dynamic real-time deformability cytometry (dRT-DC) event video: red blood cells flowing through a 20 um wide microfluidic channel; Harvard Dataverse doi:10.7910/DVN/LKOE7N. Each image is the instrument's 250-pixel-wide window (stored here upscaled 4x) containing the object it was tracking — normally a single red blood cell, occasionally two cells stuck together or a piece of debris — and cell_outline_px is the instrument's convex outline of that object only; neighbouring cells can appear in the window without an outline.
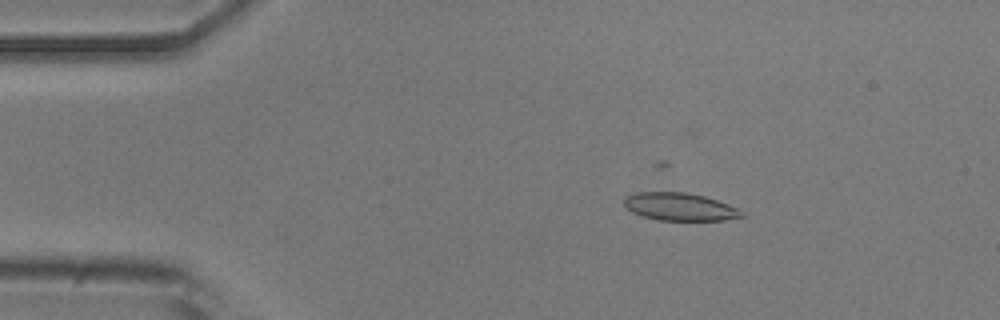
{"species": "common noctule bat (a hibernating species)", "species_latin": "Nyctalus noctula", "temperature_condition": "room temperature", "stored_images_in_passage": 47, "camera_frame_rate_fps": 3000, "um_per_image_px": 0.085, "animal": {"sex": "male", "body_mass_g": 20.5, "forearm_length_mm": 52.5}, "frame": {"image": 1, "passage_image": 7, "time_ms": 2.0, "image_size_px": [1000, 320], "cell_outline_px": [[744, 216], [724, 220], [660, 220], [644, 216], [632, 212], [624, 204], [624, 200], [628, 196], [636, 192], [684, 192], [704, 196], [728, 204], [744, 212]], "centroid_in_image_um": [57.79, 17.57], "position_along_channel_um": 27.2, "area_um2": 18.73}}
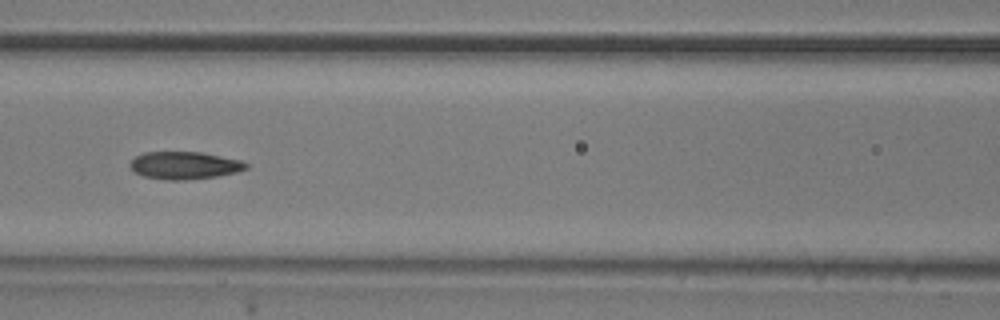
{"frame": {"image": 2, "passage_image": 21, "time_ms": 6.667, "image_size_px": [1000, 320], "cell_outline_px": [[248, 168], [236, 172], [216, 176], [184, 180], [168, 180], [144, 176], [136, 172], [128, 164], [136, 156], [144, 152], [200, 152], [240, 160], [248, 164]], "centroid_in_image_um": [15.67, 14.05], "position_along_channel_um": 150.9, "area_um2": 18.38}}
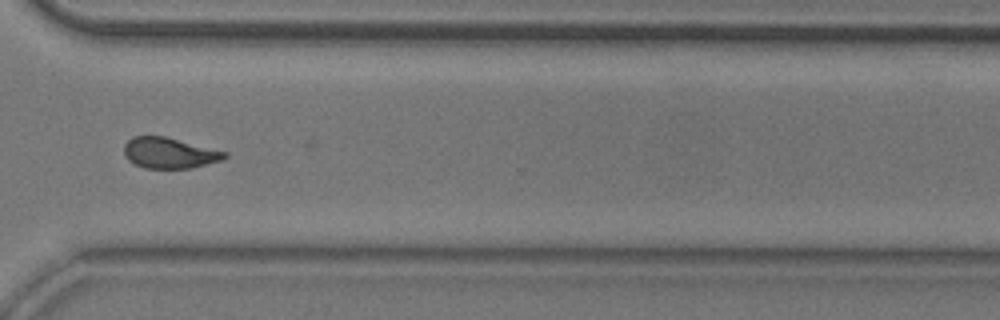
{"frame": {"image": 3, "passage_image": 37, "time_ms": 12.0, "image_size_px": [1000, 320], "cell_outline_px": [[228, 156], [224, 160], [192, 168], [144, 168], [128, 160], [124, 156], [124, 144], [132, 136], [164, 136], [228, 152]], "centroid_in_image_um": [14.41, 13.0], "position_along_channel_um": 356.2, "area_um2": 18.15}, "authors_computed_cell_mechanics": {"area_um2": 18.6694, "velocity_mm_per_s": 3.8611, "shape_relaxation_time_tau1_ms": 5.834, "shape_relaxation_time_tau2_ms": 1.9246, "deformation_change_tau1": 0.1669, "deformation_change_tau2": 0.0891}}